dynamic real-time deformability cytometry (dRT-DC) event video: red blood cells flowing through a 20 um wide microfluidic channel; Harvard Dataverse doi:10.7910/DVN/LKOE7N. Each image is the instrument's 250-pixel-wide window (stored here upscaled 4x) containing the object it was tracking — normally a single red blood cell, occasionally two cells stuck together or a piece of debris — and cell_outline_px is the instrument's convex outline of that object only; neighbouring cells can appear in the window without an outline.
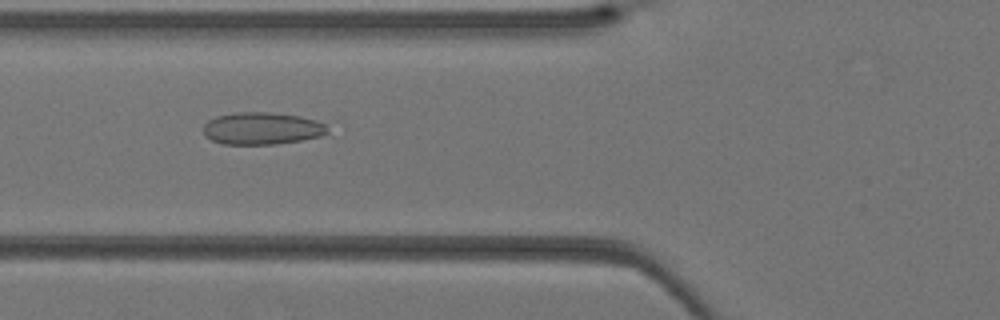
{"species": "Egyptian fruit bat (a non-hibernating species)", "species_latin": "Rousettus aegyptiacus", "temperature_condition": "warm", "stored_images_in_passage": 25, "camera_frame_rate_fps": 3000, "um_per_image_px": 0.085, "animal": {"sex": "female"}, "frame": {"image": 1, "passage_image": 4, "time_ms": 1.0, "image_size_px": [1000, 320], "cell_outline_px": [[332, 136], [276, 144], [220, 144], [204, 136], [204, 124], [208, 120], [216, 116], [236, 112], [268, 112], [300, 116], [316, 120], [324, 124]], "centroid_in_image_um": [22.33, 10.93], "position_along_channel_um": 103.5, "area_um2": 23.81}}
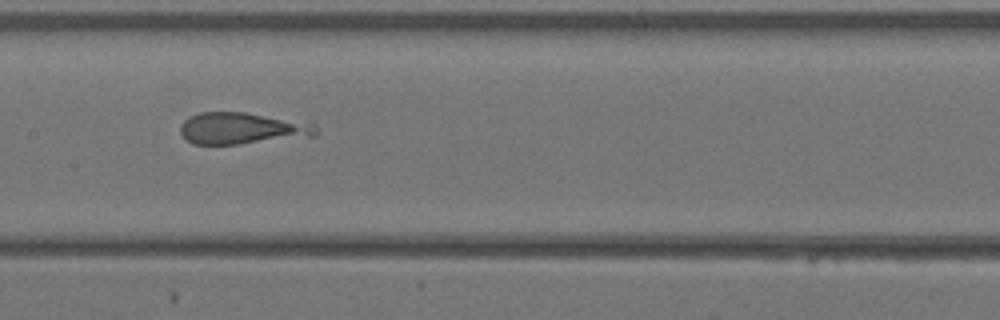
{"frame": {"image": 2, "passage_image": 9, "time_ms": 2.667, "image_size_px": [1000, 320], "cell_outline_px": [[316, 136], [236, 144], [192, 144], [180, 132], [180, 124], [188, 116], [200, 112], [244, 112], [312, 120], [316, 124]], "centroid_in_image_um": [20.67, 10.88], "position_along_channel_um": 186.7, "area_um2": 25.72}}
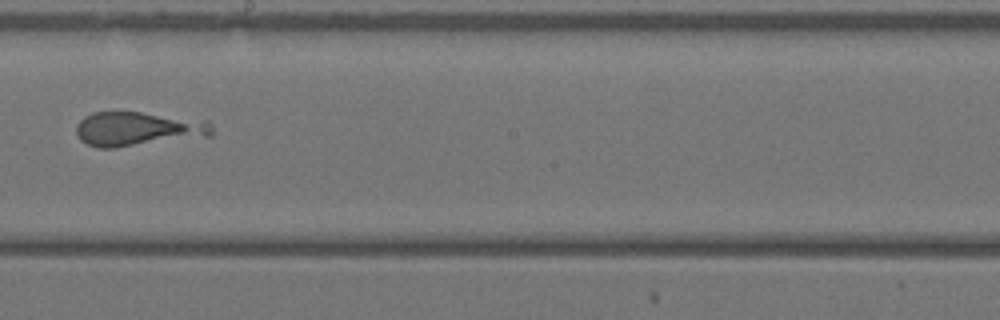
{"frame": {"image": 3, "passage_image": 12, "time_ms": 3.667, "image_size_px": [1000, 320], "cell_outline_px": [[212, 136], [116, 148], [96, 148], [80, 140], [76, 132], [76, 124], [84, 116], [92, 112], [140, 112], [208, 120], [212, 124]], "centroid_in_image_um": [11.74, 10.97], "position_along_channel_um": 236.5, "area_um2": 27.57}}